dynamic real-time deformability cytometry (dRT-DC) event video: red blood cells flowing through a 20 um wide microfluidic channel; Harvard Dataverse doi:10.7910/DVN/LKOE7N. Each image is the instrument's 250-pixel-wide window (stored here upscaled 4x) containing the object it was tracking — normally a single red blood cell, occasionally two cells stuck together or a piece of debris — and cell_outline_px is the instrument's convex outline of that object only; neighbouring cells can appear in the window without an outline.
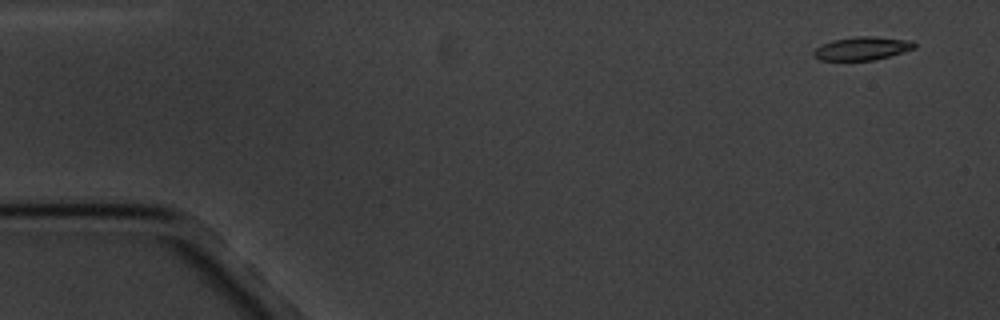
{"species": "common noctule bat (a hibernating species)", "species_latin": "Nyctalus noctula", "temperature_condition": "cold", "stored_images_in_passage": 4, "camera_frame_rate_fps": 3000, "um_per_image_px": 0.085, "animal": {"sex": "male", "body_mass_g": 20.1, "forearm_length_mm": 53.5}, "frame": {"image": 1, "passage_image": 1, "time_ms": 0.0, "image_size_px": [1000, 320], "cell_outline_px": [[916, 48], [876, 60], [820, 60], [812, 56], [812, 52], [820, 44], [832, 40], [852, 36], [876, 36], [912, 40], [916, 44]], "centroid_in_image_um": [73.27, 4.1], "position_along_channel_um": 11.7, "area_um2": 13.99}}
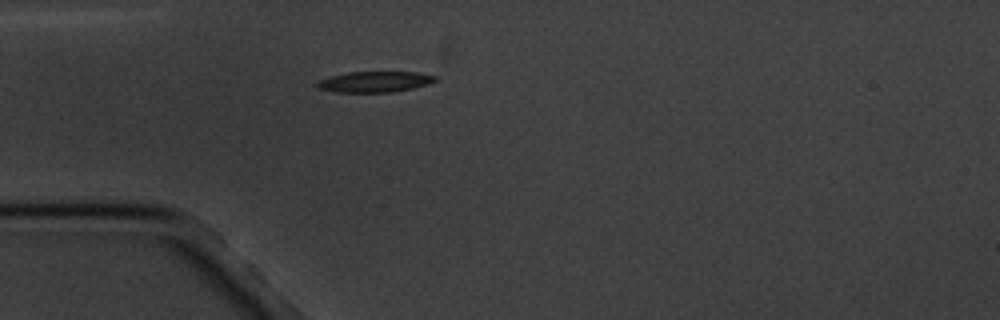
{"frame": {"image": 2, "passage_image": 4, "time_ms": 4.333, "image_size_px": [1000, 320], "cell_outline_px": [[440, 76], [436, 80], [428, 84], [412, 88], [392, 92], [332, 92], [316, 88], [316, 84], [320, 80], [332, 76], [348, 72], [416, 72]], "centroid_in_image_um": [31.86, 6.95], "position_along_channel_um": 53.1, "area_um2": 14.33}}